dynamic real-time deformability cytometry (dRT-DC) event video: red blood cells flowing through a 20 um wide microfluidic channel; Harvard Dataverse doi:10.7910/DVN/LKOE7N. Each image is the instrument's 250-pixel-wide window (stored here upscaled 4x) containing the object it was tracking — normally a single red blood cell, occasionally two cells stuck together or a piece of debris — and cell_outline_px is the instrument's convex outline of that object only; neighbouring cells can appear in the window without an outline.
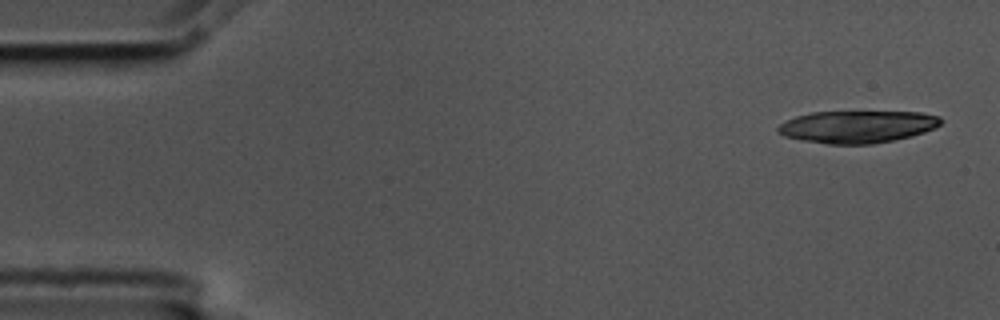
{"species": "common noctule bat (a hibernating species)", "species_latin": "Nyctalus noctula", "temperature_condition": "cold", "stored_images_in_passage": 6, "camera_frame_rate_fps": 3000, "um_per_image_px": 0.085, "animal": {"sex": "male", "body_mass_g": 17.5, "forearm_length_mm": 52.3}, "frame": {"image": 1, "passage_image": 1, "time_ms": 0.0, "image_size_px": [1000, 320], "cell_outline_px": [[940, 124], [936, 128], [912, 136], [872, 144], [828, 144], [800, 140], [784, 136], [776, 132], [776, 128], [780, 124], [796, 116], [812, 112], [920, 112], [940, 116]], "centroid_in_image_um": [72.85, 10.77], "position_along_channel_um": 12.1, "area_um2": 30.63}}